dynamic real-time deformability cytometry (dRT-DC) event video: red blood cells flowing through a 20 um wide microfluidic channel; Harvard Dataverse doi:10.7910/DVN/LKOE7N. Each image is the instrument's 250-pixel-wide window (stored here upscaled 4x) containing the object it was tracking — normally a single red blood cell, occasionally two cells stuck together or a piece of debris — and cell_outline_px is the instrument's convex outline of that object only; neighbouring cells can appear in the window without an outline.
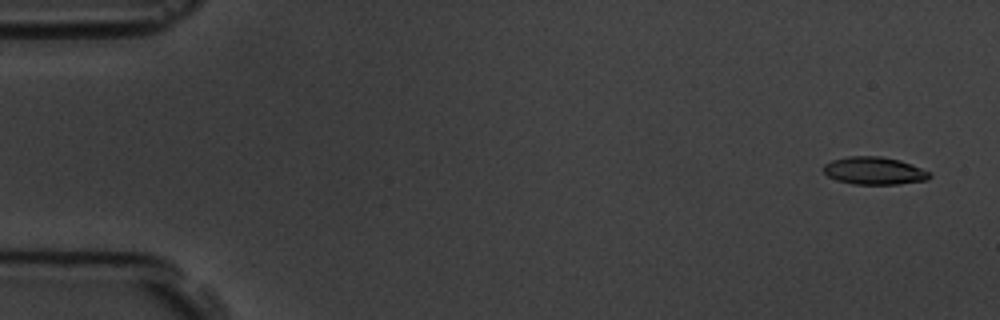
{"species": "common noctule bat (a hibernating species)", "species_latin": "Nyctalus noctula", "temperature_condition": "room temperature", "stored_images_in_passage": 7, "camera_frame_rate_fps": 3000, "um_per_image_px": 0.085, "animal": {"sex": "male", "body_mass_g": 19.5, "forearm_length_mm": 54.6}, "frame": {"image": 1, "passage_image": 1, "time_ms": 0.0, "image_size_px": [1000, 320], "cell_outline_px": [[932, 176], [928, 180], [900, 184], [852, 184], [836, 180], [828, 176], [824, 172], [824, 164], [832, 160], [848, 156], [880, 156], [900, 160], [912, 164], [932, 172]], "centroid_in_image_um": [74.35, 14.52], "position_along_channel_um": 10.6, "area_um2": 17.28}}
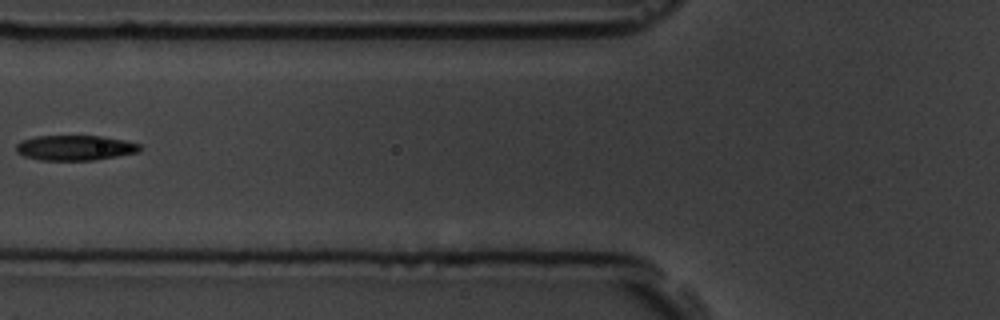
{"frame": {"image": 2, "passage_image": 6, "time_ms": 6.667, "image_size_px": [1000, 320], "cell_outline_px": [[140, 152], [92, 160], [40, 160], [24, 156], [16, 152], [16, 144], [24, 140], [36, 136], [104, 136], [124, 140], [140, 144]], "centroid_in_image_um": [6.38, 12.56], "position_along_channel_um": 119.4, "area_um2": 18.03}}
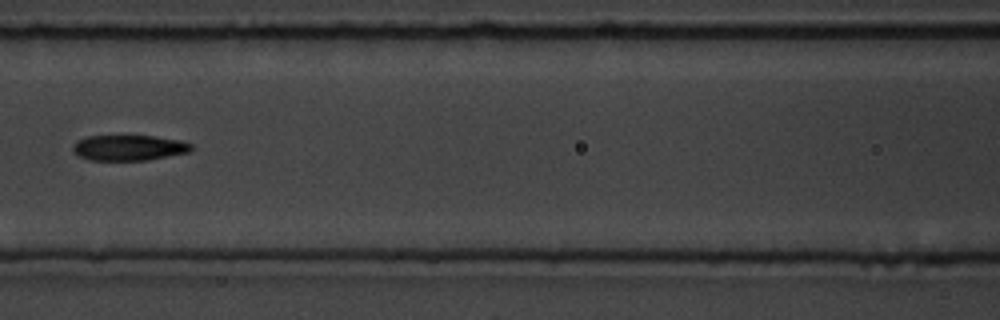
{"frame": {"image": 3, "passage_image": 7, "time_ms": 7.667, "image_size_px": [1000, 320], "cell_outline_px": [[192, 148], [188, 152], [148, 160], [92, 160], [80, 156], [72, 148], [72, 144], [76, 140], [88, 136], [156, 136], [180, 140], [192, 144]], "centroid_in_image_um": [10.95, 12.55], "position_along_channel_um": 155.6, "area_um2": 17.51}}